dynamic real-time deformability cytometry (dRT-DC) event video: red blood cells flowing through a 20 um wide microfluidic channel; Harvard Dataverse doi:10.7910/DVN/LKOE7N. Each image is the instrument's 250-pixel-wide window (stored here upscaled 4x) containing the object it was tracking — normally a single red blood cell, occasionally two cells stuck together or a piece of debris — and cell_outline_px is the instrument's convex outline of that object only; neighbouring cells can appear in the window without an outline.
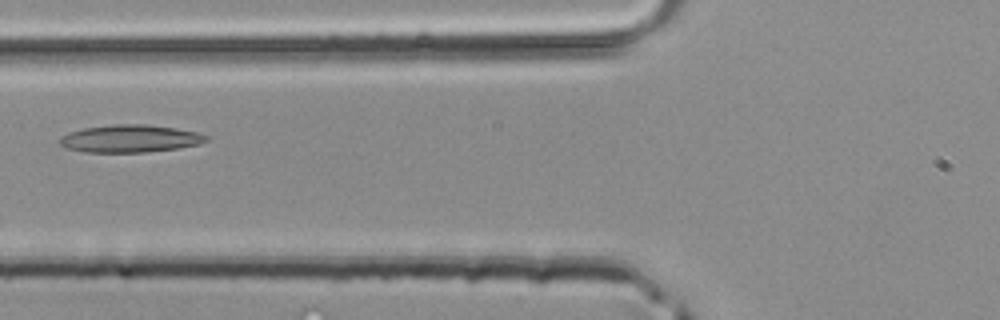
{"species": "common noctule bat (a hibernating species)", "species_latin": "Nyctalus noctula", "temperature_condition": "room temperature", "stored_images_in_passage": 23, "camera_frame_rate_fps": 3000, "um_per_image_px": 0.085, "animal": {"sex": "male", "body_mass_g": 20.4}, "frame": {"image": 1, "passage_image": 5, "time_ms": 1.333, "image_size_px": [1000, 320], "cell_outline_px": [[208, 140], [200, 144], [176, 148], [144, 152], [84, 152], [68, 148], [60, 144], [60, 136], [68, 132], [84, 128], [116, 124], [144, 124], [176, 128], [196, 132], [208, 136]], "centroid_in_image_um": [11.05, 11.78], "position_along_channel_um": 114.8, "area_um2": 23.35}}
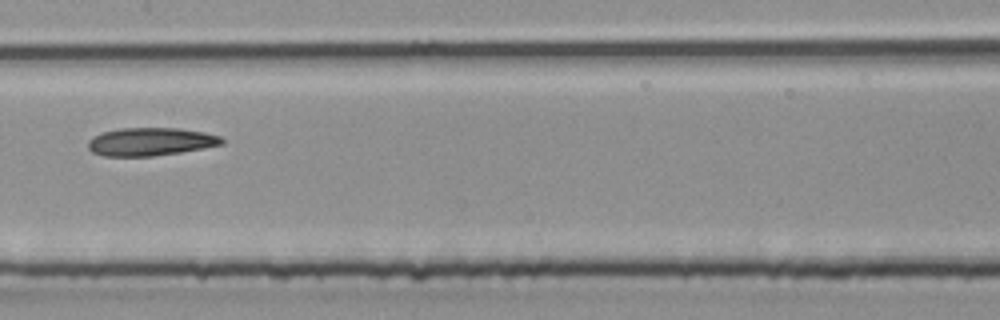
{"frame": {"image": 2, "passage_image": 10, "time_ms": 3.0, "image_size_px": [1000, 320], "cell_outline_px": [[224, 144], [204, 148], [180, 152], [152, 156], [104, 156], [92, 152], [88, 148], [88, 140], [92, 136], [100, 132], [120, 128], [180, 128], [204, 132], [220, 136], [224, 140]], "centroid_in_image_um": [12.77, 12.04], "position_along_channel_um": 194.6, "area_um2": 22.02}}
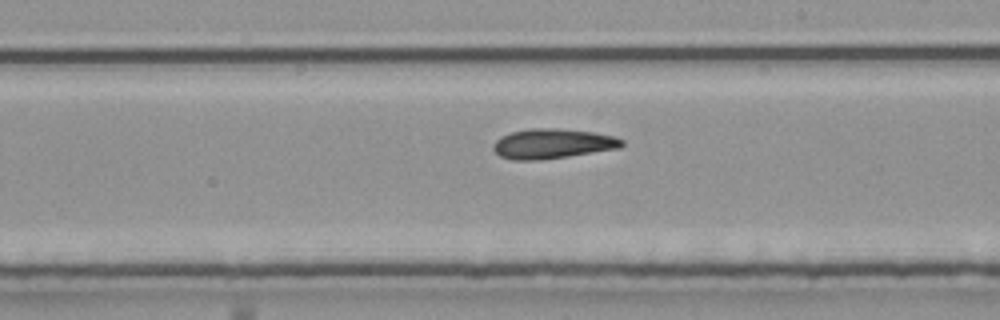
{"frame": {"image": 3, "passage_image": 13, "time_ms": 4.0, "image_size_px": [1000, 320], "cell_outline_px": [[624, 144], [620, 148], [568, 156], [540, 160], [512, 160], [500, 156], [492, 148], [492, 144], [500, 136], [512, 132], [528, 128], [560, 128], [592, 132], [612, 136], [624, 140]], "centroid_in_image_um": [46.93, 12.21], "position_along_channel_um": 242.1, "area_um2": 22.43}}